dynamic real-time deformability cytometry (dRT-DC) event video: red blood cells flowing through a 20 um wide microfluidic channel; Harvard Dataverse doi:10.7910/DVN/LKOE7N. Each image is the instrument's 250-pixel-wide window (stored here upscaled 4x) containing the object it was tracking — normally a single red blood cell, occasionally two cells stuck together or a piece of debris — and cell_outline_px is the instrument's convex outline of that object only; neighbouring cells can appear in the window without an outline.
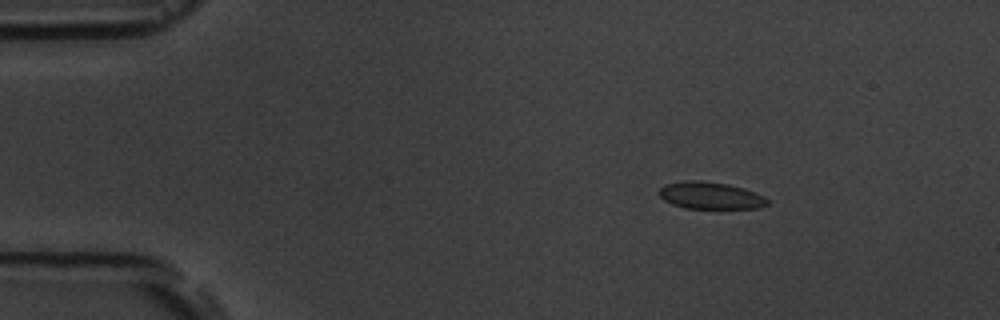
{"species": "common noctule bat (a hibernating species)", "species_latin": "Nyctalus noctula", "temperature_condition": "room temperature", "stored_images_in_passage": 6, "camera_frame_rate_fps": 3000, "um_per_image_px": 0.085, "animal": {"sex": "male", "body_mass_g": 19.5, "forearm_length_mm": 54.6}, "frame": {"image": 1, "passage_image": 2, "time_ms": 2.333, "image_size_px": [1000, 320], "cell_outline_px": [[768, 204], [760, 208], [684, 208], [672, 204], [664, 200], [660, 196], [660, 188], [664, 184], [684, 180], [696, 180], [728, 184], [744, 188], [756, 192], [764, 196], [768, 200]], "centroid_in_image_um": [60.39, 16.61], "position_along_channel_um": 24.6, "area_um2": 17.11}}
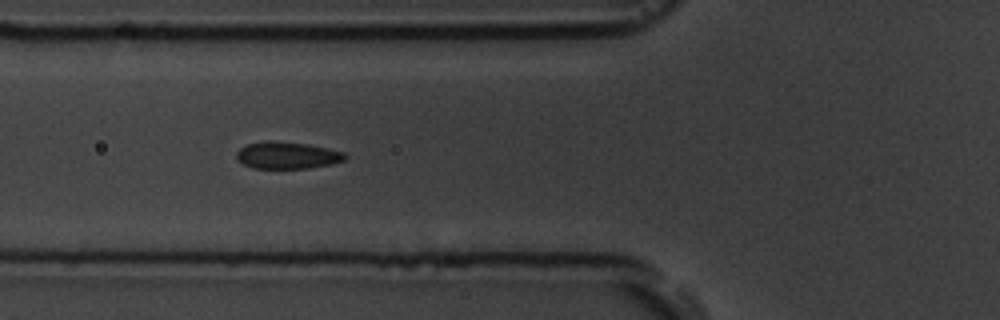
{"frame": {"image": 2, "passage_image": 5, "time_ms": 6.333, "image_size_px": [1000, 320], "cell_outline_px": [[348, 156], [344, 160], [332, 164], [308, 168], [252, 168], [244, 164], [236, 156], [236, 152], [240, 148], [248, 144], [268, 140], [272, 140], [308, 144], [328, 148], [344, 152]], "centroid_in_image_um": [24.44, 13.19], "position_along_channel_um": 101.4, "area_um2": 17.05}}
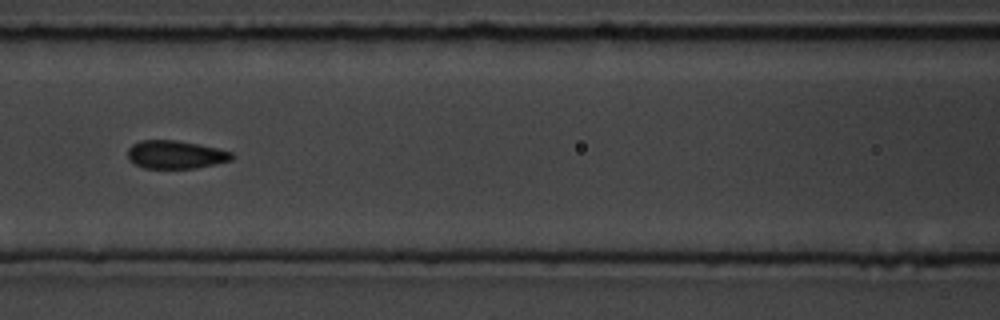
{"frame": {"image": 3, "passage_image": 6, "time_ms": 7.667, "image_size_px": [1000, 320], "cell_outline_px": [[236, 156], [232, 160], [216, 164], [196, 168], [144, 168], [136, 164], [128, 156], [128, 148], [132, 144], [140, 140], [176, 140], [200, 144], [232, 152]], "centroid_in_image_um": [14.96, 13.13], "position_along_channel_um": 151.6, "area_um2": 17.11}}